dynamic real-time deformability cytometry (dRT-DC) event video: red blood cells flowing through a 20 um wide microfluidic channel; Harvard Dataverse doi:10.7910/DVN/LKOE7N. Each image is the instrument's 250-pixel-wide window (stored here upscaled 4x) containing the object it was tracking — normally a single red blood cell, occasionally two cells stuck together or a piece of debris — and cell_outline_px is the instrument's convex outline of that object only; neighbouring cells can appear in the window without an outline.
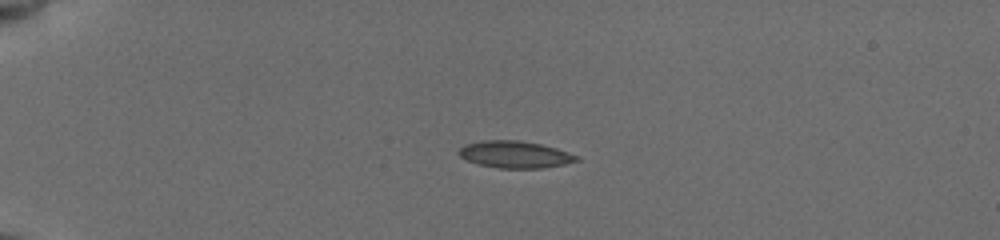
{"species": "common noctule bat (a hibernating species)", "species_latin": "Nyctalus noctula", "temperature_condition": "cold", "stored_images_in_passage": 29, "camera_frame_rate_fps": 3000, "um_per_image_px": 0.085, "animal": {"sex": "female", "body_mass_g": 19.5, "forearm_length_mm": 54.1}, "frame": {"image": 1, "passage_image": 4, "time_ms": 1.0, "image_size_px": [1000, 240], "cell_outline_px": [[580, 160], [564, 164], [544, 168], [500, 168], [480, 164], [468, 160], [460, 156], [456, 152], [460, 148], [468, 144], [484, 140], [520, 140], [540, 144], [556, 148], [580, 156]], "centroid_in_image_um": [43.81, 13.13], "position_along_channel_um": 41.2, "area_um2": 18.38}}
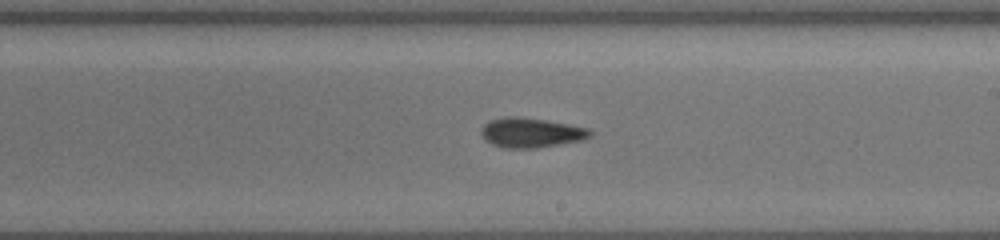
{"frame": {"image": 2, "passage_image": 18, "time_ms": 7.667, "image_size_px": [1000, 240], "cell_outline_px": [[592, 136], [584, 140], [536, 148], [500, 148], [492, 144], [480, 132], [484, 124], [492, 120], [512, 116], [516, 116], [544, 120], [568, 124], [588, 128], [592, 132]], "centroid_in_image_um": [45.18, 11.29], "position_along_channel_um": 243.8, "area_um2": 18.67}}
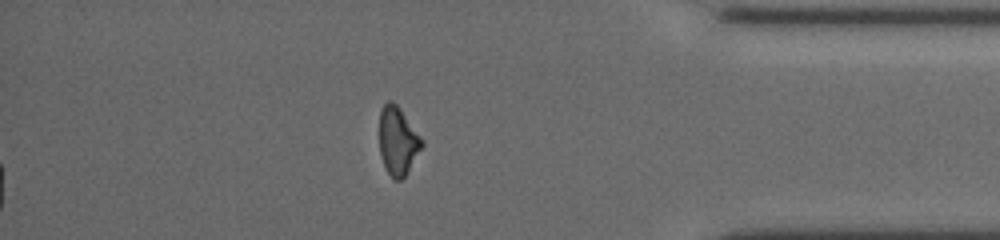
{"frame": {"image": 3, "passage_image": 29, "time_ms": 12.333, "image_size_px": [1000, 240], "cell_outline_px": [[424, 144], [404, 176], [400, 180], [392, 180], [384, 164], [380, 152], [380, 112], [384, 104], [388, 100], [392, 100], [400, 108], [424, 140]], "centroid_in_image_um": [33.82, 11.96], "position_along_channel_um": 401.4, "area_um2": 16.7}, "authors_computed_cell_mechanics": {"area_um2": 18.3226, "velocity_mm_per_s": 3.8467, "shape_relaxation_time_tau1_ms": null, "shape_relaxation_time_tau2_ms": 3.3733, "deformation_change_tau1": null, "deformation_change_tau2": 0.1001}}